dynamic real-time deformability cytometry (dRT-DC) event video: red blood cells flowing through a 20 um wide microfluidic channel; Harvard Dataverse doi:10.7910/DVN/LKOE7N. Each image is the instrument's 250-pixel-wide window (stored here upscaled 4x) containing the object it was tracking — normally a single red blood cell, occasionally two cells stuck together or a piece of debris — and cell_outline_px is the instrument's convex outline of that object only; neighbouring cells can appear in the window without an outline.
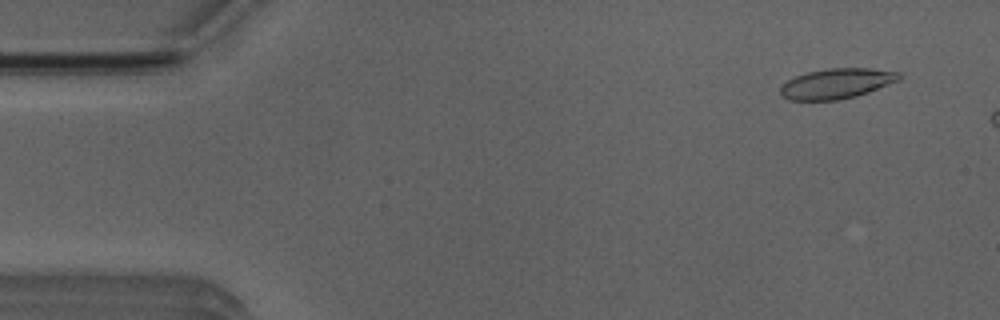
{"species": "Egyptian fruit bat (a non-hibernating species)", "species_latin": "Rousettus aegyptiacus", "temperature_condition": "room temperature", "stored_images_in_passage": 9, "camera_frame_rate_fps": 3000, "um_per_image_px": 0.085, "animal": {"sex": "male"}, "frame": {"image": 1, "passage_image": 4, "time_ms": 1.0, "image_size_px": [1000, 320], "cell_outline_px": [[900, 80], [868, 92], [856, 96], [836, 100], [788, 100], [780, 96], [780, 88], [788, 80], [796, 76], [808, 72], [828, 68], [872, 68], [900, 72]], "centroid_in_image_um": [71.11, 7.1], "position_along_channel_um": 13.9, "area_um2": 20.87}}